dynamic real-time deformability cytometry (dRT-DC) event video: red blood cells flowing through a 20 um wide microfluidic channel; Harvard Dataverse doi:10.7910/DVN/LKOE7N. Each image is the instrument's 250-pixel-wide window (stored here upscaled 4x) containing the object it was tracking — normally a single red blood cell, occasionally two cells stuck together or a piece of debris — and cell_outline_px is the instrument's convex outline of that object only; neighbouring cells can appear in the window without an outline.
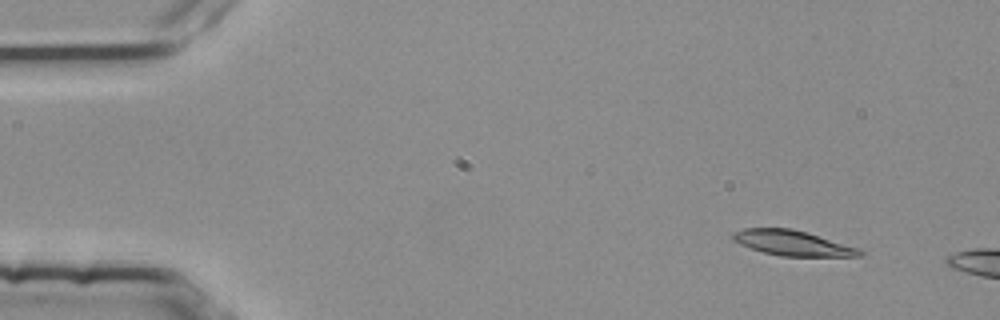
{"species": "common noctule bat (a hibernating species)", "species_latin": "Nyctalus noctula", "temperature_condition": "room temperature", "stored_images_in_passage": 3, "camera_frame_rate_fps": 3000, "um_per_image_px": 0.085, "animal": {"sex": "female", "body_mass_g": 25.1}, "frame": {"image": 1, "passage_image": 1, "time_ms": 0.0, "image_size_px": [1000, 320], "cell_outline_px": [[868, 256], [780, 256], [764, 252], [740, 244], [732, 240], [732, 236], [736, 232], [744, 228], [792, 228], [808, 232], [860, 248]], "centroid_in_image_um": [67.44, 20.66], "position_along_channel_um": 17.6, "area_um2": 18.67}}